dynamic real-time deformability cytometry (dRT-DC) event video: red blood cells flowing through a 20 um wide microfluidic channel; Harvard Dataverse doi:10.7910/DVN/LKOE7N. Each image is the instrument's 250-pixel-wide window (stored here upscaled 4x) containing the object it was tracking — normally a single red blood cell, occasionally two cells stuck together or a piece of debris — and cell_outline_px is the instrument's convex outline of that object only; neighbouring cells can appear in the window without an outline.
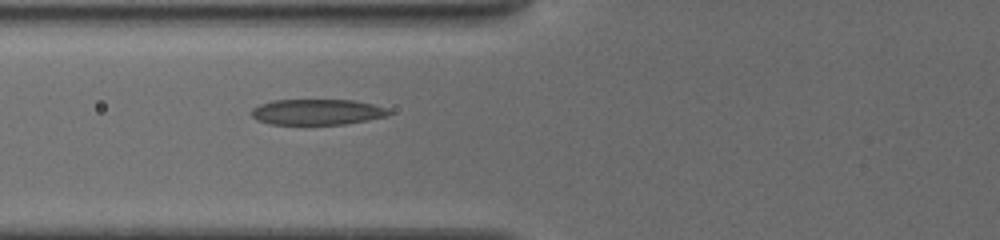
{"species": "common noctule bat (a hibernating species)", "species_latin": "Nyctalus noctula", "temperature_condition": "cold", "stored_images_in_passage": 2, "camera_frame_rate_fps": 3000, "um_per_image_px": 0.085, "animal": {"sex": "female", "body_mass_g": 19.5, "forearm_length_mm": 54.1}, "frame": {"image": 1, "passage_image": 2, "time_ms": 1.0, "image_size_px": [1000, 240], "cell_outline_px": [[392, 112], [388, 116], [368, 120], [344, 124], [272, 124], [256, 120], [248, 112], [252, 108], [260, 104], [272, 100], [356, 100], [388, 108]], "centroid_in_image_um": [26.95, 9.51], "position_along_channel_um": 98.9, "area_um2": 20.75}}